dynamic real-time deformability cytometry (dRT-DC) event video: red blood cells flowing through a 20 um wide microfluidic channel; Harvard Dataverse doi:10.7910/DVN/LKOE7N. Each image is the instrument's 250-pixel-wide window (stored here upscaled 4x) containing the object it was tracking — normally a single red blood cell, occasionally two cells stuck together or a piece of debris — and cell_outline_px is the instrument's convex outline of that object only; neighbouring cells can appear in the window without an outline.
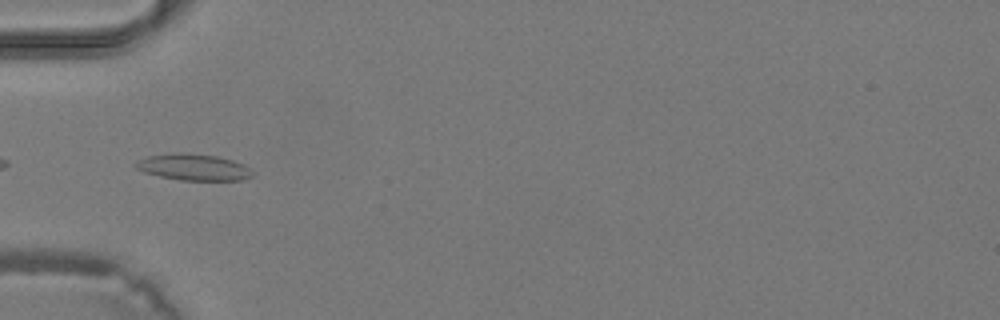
{"species": "common noctule bat (a hibernating species)", "species_latin": "Nyctalus noctula", "temperature_condition": "warm", "stored_images_in_passage": 25, "camera_frame_rate_fps": 3000, "um_per_image_px": 0.085, "animal": {"sex": "male", "body_mass_g": 19.2, "forearm_length_mm": 51.8}, "frame": {"image": 1, "passage_image": 1, "time_ms": 0.0, "image_size_px": [1000, 320], "cell_outline_px": [[252, 176], [244, 180], [180, 180], [160, 176], [144, 172], [136, 168], [132, 164], [148, 156], [172, 152], [180, 152], [216, 156], [232, 160], [244, 164], [252, 172]], "centroid_in_image_um": [16.43, 14.2], "position_along_channel_um": 68.6, "area_um2": 17.92}}
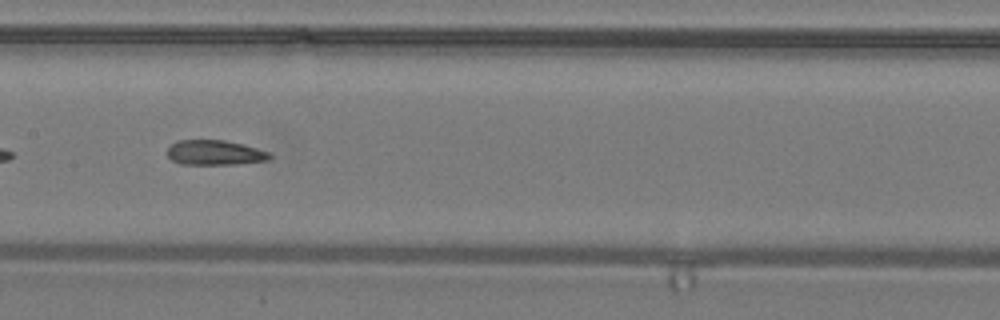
{"frame": {"image": 2, "passage_image": 8, "time_ms": 2.333, "image_size_px": [1000, 320], "cell_outline_px": [[272, 156], [268, 160], [236, 164], [180, 164], [172, 160], [168, 156], [168, 148], [176, 140], [224, 140], [256, 148], [268, 152]], "centroid_in_image_um": [18.23, 12.98], "position_along_channel_um": 189.2, "area_um2": 14.68}}
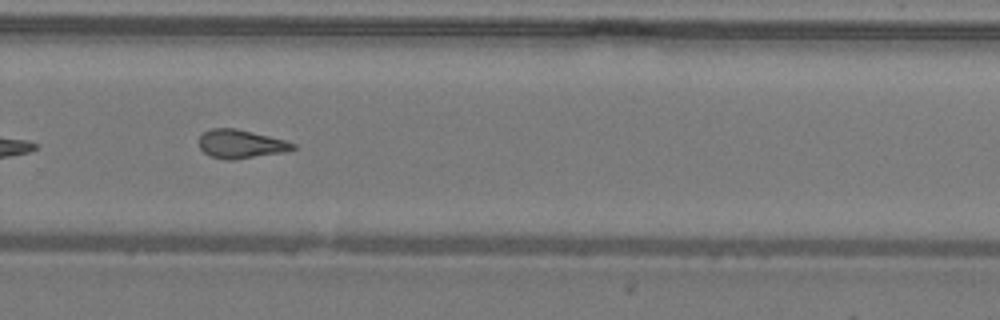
{"frame": {"image": 3, "passage_image": 15, "time_ms": 4.667, "image_size_px": [1000, 320], "cell_outline_px": [[296, 148], [284, 152], [236, 160], [228, 160], [212, 156], [204, 152], [200, 148], [200, 136], [204, 132], [212, 128], [236, 128], [284, 140], [296, 144]], "centroid_in_image_um": [20.48, 12.24], "position_along_channel_um": 309.3, "area_um2": 15.49}}